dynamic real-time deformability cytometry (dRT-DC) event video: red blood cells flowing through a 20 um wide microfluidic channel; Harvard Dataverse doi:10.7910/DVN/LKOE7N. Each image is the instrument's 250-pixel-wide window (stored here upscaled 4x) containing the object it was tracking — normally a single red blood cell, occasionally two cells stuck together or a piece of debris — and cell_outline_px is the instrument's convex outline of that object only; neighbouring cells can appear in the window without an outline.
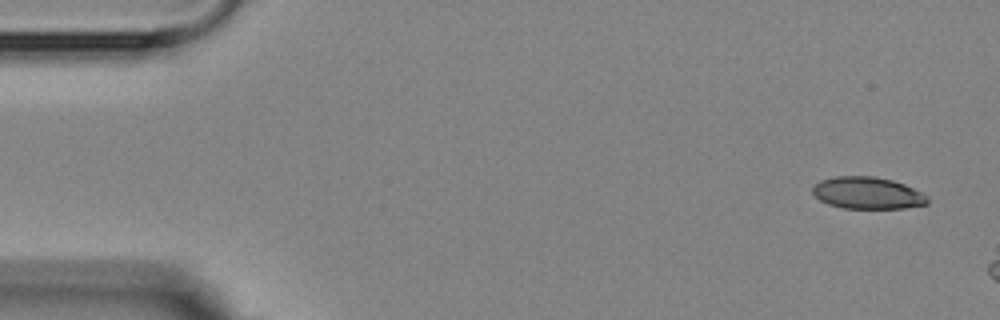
{"species": "Egyptian fruit bat (a non-hibernating species)", "species_latin": "Rousettus aegyptiacus", "temperature_condition": "room temperature", "stored_images_in_passage": 3, "camera_frame_rate_fps": 3000, "um_per_image_px": 0.085, "animal": {"sex": "female"}, "frame": {"image": 1, "passage_image": 1, "time_ms": 0.0, "image_size_px": [1000, 320], "cell_outline_px": [[928, 204], [904, 208], [844, 208], [828, 204], [820, 200], [812, 192], [812, 188], [820, 180], [836, 176], [876, 176], [892, 180], [904, 184], [924, 192], [928, 196]], "centroid_in_image_um": [73.77, 16.4], "position_along_channel_um": 11.2, "area_um2": 21.5}}